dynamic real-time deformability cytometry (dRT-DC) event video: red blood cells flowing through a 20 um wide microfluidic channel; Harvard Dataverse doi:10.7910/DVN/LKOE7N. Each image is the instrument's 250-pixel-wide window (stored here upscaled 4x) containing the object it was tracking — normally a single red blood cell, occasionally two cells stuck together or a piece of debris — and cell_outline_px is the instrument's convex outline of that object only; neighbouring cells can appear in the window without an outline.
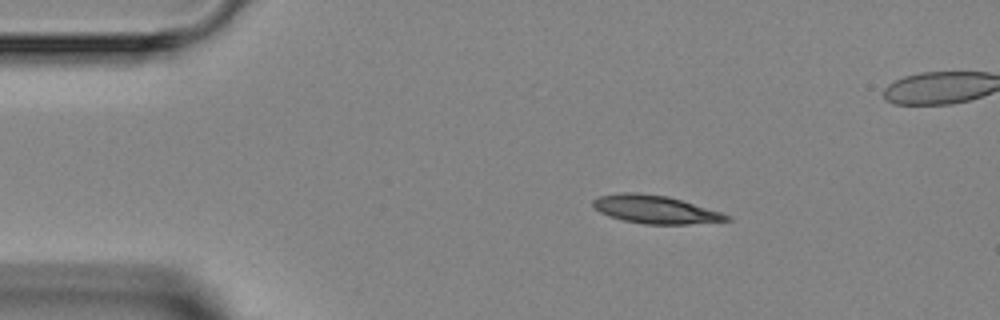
{"species": "Egyptian fruit bat (a non-hibernating species)", "species_latin": "Rousettus aegyptiacus", "temperature_condition": "room temperature", "stored_images_in_passage": 6, "camera_frame_rate_fps": 3000, "um_per_image_px": 0.085, "animal": {"sex": "female"}, "frame": {"image": 1, "passage_image": 2, "time_ms": 1.333, "image_size_px": [1000, 320], "cell_outline_px": [[732, 220], [688, 224], [644, 224], [624, 220], [608, 216], [600, 212], [592, 204], [592, 200], [600, 196], [620, 192], [636, 192], [668, 196], [720, 212], [732, 216]], "centroid_in_image_um": [55.68, 17.8], "position_along_channel_um": 29.3, "area_um2": 21.73}}
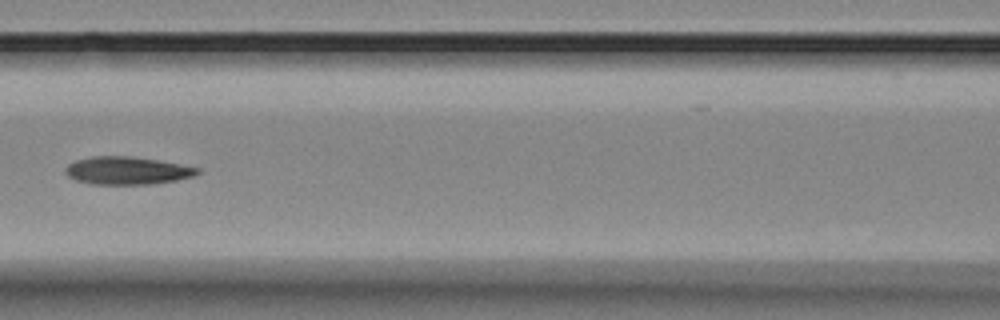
{"frame": {"image": 2, "passage_image": 5, "time_ms": 5.667, "image_size_px": [1000, 320], "cell_outline_px": [[200, 172], [192, 176], [176, 180], [152, 184], [92, 184], [76, 180], [68, 176], [64, 172], [64, 168], [68, 164], [76, 160], [92, 156], [128, 156], [156, 160], [200, 168]], "centroid_in_image_um": [10.76, 14.5], "position_along_channel_um": 155.8, "area_um2": 21.21}}
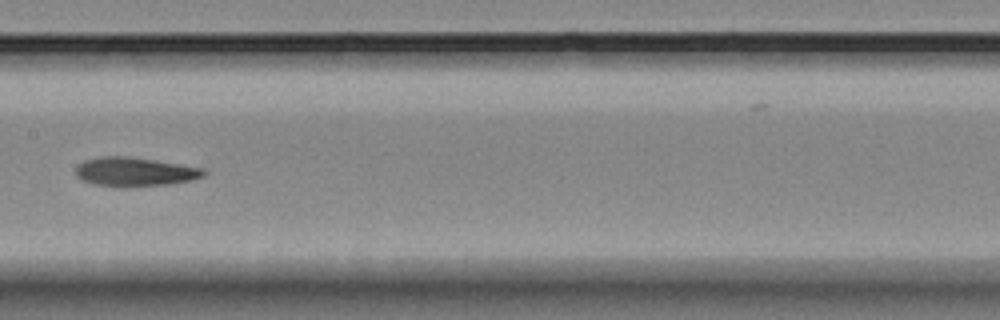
{"frame": {"image": 3, "passage_image": 6, "time_ms": 6.667, "image_size_px": [1000, 320], "cell_outline_px": [[208, 172], [204, 176], [192, 180], [168, 184], [92, 184], [80, 180], [76, 176], [76, 168], [84, 160], [100, 156], [128, 156], [156, 160], [204, 168]], "centroid_in_image_um": [11.48, 14.55], "position_along_channel_um": 195.9, "area_um2": 20.92}}